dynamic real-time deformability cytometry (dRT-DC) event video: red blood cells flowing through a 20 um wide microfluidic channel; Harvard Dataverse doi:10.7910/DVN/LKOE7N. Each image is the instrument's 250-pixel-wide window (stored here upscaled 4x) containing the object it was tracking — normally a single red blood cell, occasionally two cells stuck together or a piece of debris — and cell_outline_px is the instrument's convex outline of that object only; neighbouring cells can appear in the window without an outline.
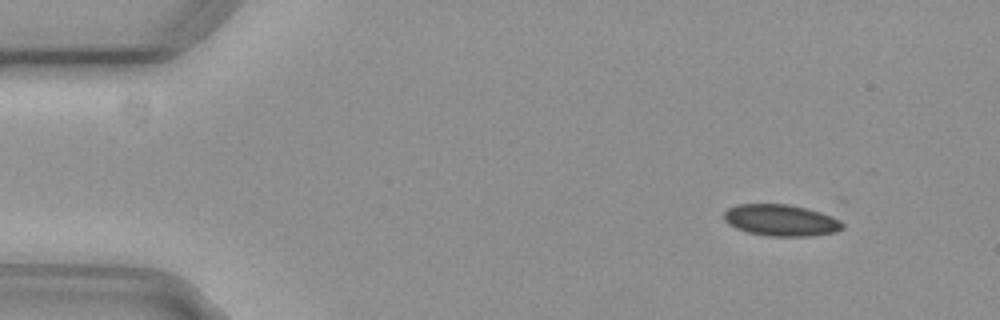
{"species": "common noctule bat (a hibernating species)", "species_latin": "Nyctalus noctula", "temperature_condition": "cold", "stored_images_in_passage": 7, "camera_frame_rate_fps": 3000, "um_per_image_px": 0.085, "animal": {"sex": "female", "body_mass_g": 29.2, "forearm_length_mm": 56.3}, "frame": {"image": 1, "passage_image": 1, "time_ms": 0.0, "image_size_px": [1000, 320], "cell_outline_px": [[844, 228], [836, 232], [808, 236], [768, 236], [748, 232], [736, 228], [728, 224], [724, 220], [724, 212], [728, 208], [736, 204], [788, 204], [808, 208], [832, 216], [840, 220], [844, 224]], "centroid_in_image_um": [66.38, 18.72], "position_along_channel_um": 18.6, "area_um2": 21.91}}